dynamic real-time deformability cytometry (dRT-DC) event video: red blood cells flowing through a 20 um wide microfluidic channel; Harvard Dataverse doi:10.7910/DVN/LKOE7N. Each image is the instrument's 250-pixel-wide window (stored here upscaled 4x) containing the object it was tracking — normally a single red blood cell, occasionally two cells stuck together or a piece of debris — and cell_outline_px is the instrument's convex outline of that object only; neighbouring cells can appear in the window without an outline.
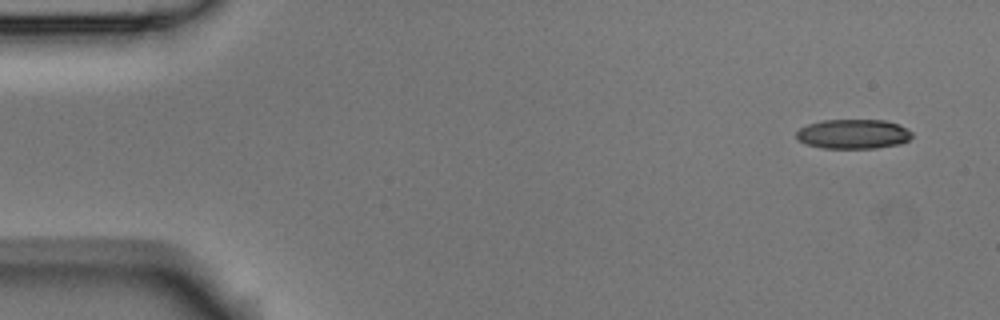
{"species": "Egyptian fruit bat (a non-hibernating species)", "species_latin": "Rousettus aegyptiacus", "temperature_condition": "room temperature", "stored_images_in_passage": 4, "camera_frame_rate_fps": 3000, "um_per_image_px": 0.085, "animal": {"sex": "male"}, "frame": {"image": 1, "passage_image": 1, "time_ms": 0.0, "image_size_px": [1000, 320], "cell_outline_px": [[912, 136], [908, 140], [900, 144], [876, 148], [820, 148], [804, 144], [796, 140], [796, 132], [800, 128], [808, 124], [824, 120], [884, 120], [900, 124], [912, 132]], "centroid_in_image_um": [72.5, 11.4], "position_along_channel_um": 12.5, "area_um2": 20.11}}